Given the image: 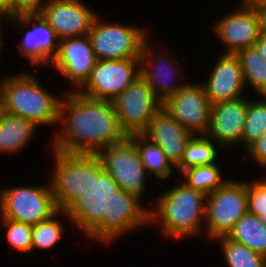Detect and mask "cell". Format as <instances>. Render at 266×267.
Returning <instances> with one entry per match:
<instances>
[{
    "mask_svg": "<svg viewBox=\"0 0 266 267\" xmlns=\"http://www.w3.org/2000/svg\"><path fill=\"white\" fill-rule=\"evenodd\" d=\"M98 14L89 31L97 60L139 58L151 33L139 26L100 19Z\"/></svg>",
    "mask_w": 266,
    "mask_h": 267,
    "instance_id": "obj_5",
    "label": "cell"
},
{
    "mask_svg": "<svg viewBox=\"0 0 266 267\" xmlns=\"http://www.w3.org/2000/svg\"><path fill=\"white\" fill-rule=\"evenodd\" d=\"M233 10V11H232ZM215 20L212 30L225 54L254 47L260 36L257 14L253 6L238 3L235 9Z\"/></svg>",
    "mask_w": 266,
    "mask_h": 267,
    "instance_id": "obj_16",
    "label": "cell"
},
{
    "mask_svg": "<svg viewBox=\"0 0 266 267\" xmlns=\"http://www.w3.org/2000/svg\"><path fill=\"white\" fill-rule=\"evenodd\" d=\"M128 138L136 145L149 178L152 175L154 179H158L159 183L161 179L168 180L172 177L176 168L157 144L151 142L143 134H132Z\"/></svg>",
    "mask_w": 266,
    "mask_h": 267,
    "instance_id": "obj_22",
    "label": "cell"
},
{
    "mask_svg": "<svg viewBox=\"0 0 266 267\" xmlns=\"http://www.w3.org/2000/svg\"><path fill=\"white\" fill-rule=\"evenodd\" d=\"M0 9L13 15V0H0Z\"/></svg>",
    "mask_w": 266,
    "mask_h": 267,
    "instance_id": "obj_37",
    "label": "cell"
},
{
    "mask_svg": "<svg viewBox=\"0 0 266 267\" xmlns=\"http://www.w3.org/2000/svg\"><path fill=\"white\" fill-rule=\"evenodd\" d=\"M59 215L69 220L66 211L58 210L49 219L32 225V253L37 249L40 251L52 249L63 238L64 222L60 221Z\"/></svg>",
    "mask_w": 266,
    "mask_h": 267,
    "instance_id": "obj_27",
    "label": "cell"
},
{
    "mask_svg": "<svg viewBox=\"0 0 266 267\" xmlns=\"http://www.w3.org/2000/svg\"><path fill=\"white\" fill-rule=\"evenodd\" d=\"M253 7L258 18L259 32L261 35H266V1L260 2Z\"/></svg>",
    "mask_w": 266,
    "mask_h": 267,
    "instance_id": "obj_34",
    "label": "cell"
},
{
    "mask_svg": "<svg viewBox=\"0 0 266 267\" xmlns=\"http://www.w3.org/2000/svg\"><path fill=\"white\" fill-rule=\"evenodd\" d=\"M122 130L130 136L142 134L163 103L140 75L112 101Z\"/></svg>",
    "mask_w": 266,
    "mask_h": 267,
    "instance_id": "obj_10",
    "label": "cell"
},
{
    "mask_svg": "<svg viewBox=\"0 0 266 267\" xmlns=\"http://www.w3.org/2000/svg\"><path fill=\"white\" fill-rule=\"evenodd\" d=\"M83 0H47L38 11L59 40L88 35L98 15Z\"/></svg>",
    "mask_w": 266,
    "mask_h": 267,
    "instance_id": "obj_17",
    "label": "cell"
},
{
    "mask_svg": "<svg viewBox=\"0 0 266 267\" xmlns=\"http://www.w3.org/2000/svg\"><path fill=\"white\" fill-rule=\"evenodd\" d=\"M227 237L266 257V226L259 216L247 211Z\"/></svg>",
    "mask_w": 266,
    "mask_h": 267,
    "instance_id": "obj_23",
    "label": "cell"
},
{
    "mask_svg": "<svg viewBox=\"0 0 266 267\" xmlns=\"http://www.w3.org/2000/svg\"><path fill=\"white\" fill-rule=\"evenodd\" d=\"M247 182L248 211L257 216L266 212V177Z\"/></svg>",
    "mask_w": 266,
    "mask_h": 267,
    "instance_id": "obj_31",
    "label": "cell"
},
{
    "mask_svg": "<svg viewBox=\"0 0 266 267\" xmlns=\"http://www.w3.org/2000/svg\"><path fill=\"white\" fill-rule=\"evenodd\" d=\"M151 42L149 37L141 49L140 75L146 80L154 95L164 103L184 87L187 81H182L185 80L184 71L181 69L182 62L179 63L166 47L157 53L155 47H151Z\"/></svg>",
    "mask_w": 266,
    "mask_h": 267,
    "instance_id": "obj_12",
    "label": "cell"
},
{
    "mask_svg": "<svg viewBox=\"0 0 266 267\" xmlns=\"http://www.w3.org/2000/svg\"><path fill=\"white\" fill-rule=\"evenodd\" d=\"M10 22L21 33L26 28L22 33L24 37L16 46L20 57L28 59L34 71H37L35 66H50L57 56L59 39L42 15L39 12H23L12 15Z\"/></svg>",
    "mask_w": 266,
    "mask_h": 267,
    "instance_id": "obj_9",
    "label": "cell"
},
{
    "mask_svg": "<svg viewBox=\"0 0 266 267\" xmlns=\"http://www.w3.org/2000/svg\"><path fill=\"white\" fill-rule=\"evenodd\" d=\"M248 156L257 166L266 169V132L245 150V154H241L245 160Z\"/></svg>",
    "mask_w": 266,
    "mask_h": 267,
    "instance_id": "obj_32",
    "label": "cell"
},
{
    "mask_svg": "<svg viewBox=\"0 0 266 267\" xmlns=\"http://www.w3.org/2000/svg\"><path fill=\"white\" fill-rule=\"evenodd\" d=\"M47 0H13V15L23 12H38Z\"/></svg>",
    "mask_w": 266,
    "mask_h": 267,
    "instance_id": "obj_33",
    "label": "cell"
},
{
    "mask_svg": "<svg viewBox=\"0 0 266 267\" xmlns=\"http://www.w3.org/2000/svg\"><path fill=\"white\" fill-rule=\"evenodd\" d=\"M60 102L58 130L50 141L52 151L67 154H97L128 136L122 130L111 101L90 98L65 90Z\"/></svg>",
    "mask_w": 266,
    "mask_h": 267,
    "instance_id": "obj_2",
    "label": "cell"
},
{
    "mask_svg": "<svg viewBox=\"0 0 266 267\" xmlns=\"http://www.w3.org/2000/svg\"><path fill=\"white\" fill-rule=\"evenodd\" d=\"M53 165L49 178L58 210L66 211L90 186V154H67L52 151Z\"/></svg>",
    "mask_w": 266,
    "mask_h": 267,
    "instance_id": "obj_8",
    "label": "cell"
},
{
    "mask_svg": "<svg viewBox=\"0 0 266 267\" xmlns=\"http://www.w3.org/2000/svg\"><path fill=\"white\" fill-rule=\"evenodd\" d=\"M58 211L50 182L0 188V217L35 225Z\"/></svg>",
    "mask_w": 266,
    "mask_h": 267,
    "instance_id": "obj_6",
    "label": "cell"
},
{
    "mask_svg": "<svg viewBox=\"0 0 266 267\" xmlns=\"http://www.w3.org/2000/svg\"><path fill=\"white\" fill-rule=\"evenodd\" d=\"M4 18L9 20V22H10L11 19H12V15L10 13L0 9V54H2L1 53L2 52V48H3L2 46H4L3 45V39H2V37H4L3 36L4 35L3 31L5 30V29H3L4 27H3V24H2V21H3ZM0 57H1V55H0Z\"/></svg>",
    "mask_w": 266,
    "mask_h": 267,
    "instance_id": "obj_35",
    "label": "cell"
},
{
    "mask_svg": "<svg viewBox=\"0 0 266 267\" xmlns=\"http://www.w3.org/2000/svg\"><path fill=\"white\" fill-rule=\"evenodd\" d=\"M149 201L150 225L157 224L163 237L182 239L201 235L204 231L206 196L201 191L178 182Z\"/></svg>",
    "mask_w": 266,
    "mask_h": 267,
    "instance_id": "obj_3",
    "label": "cell"
},
{
    "mask_svg": "<svg viewBox=\"0 0 266 267\" xmlns=\"http://www.w3.org/2000/svg\"><path fill=\"white\" fill-rule=\"evenodd\" d=\"M0 108L21 116L39 126H58L60 102L56 95L42 86L35 73L22 71L0 78ZM51 92V93H50Z\"/></svg>",
    "mask_w": 266,
    "mask_h": 267,
    "instance_id": "obj_4",
    "label": "cell"
},
{
    "mask_svg": "<svg viewBox=\"0 0 266 267\" xmlns=\"http://www.w3.org/2000/svg\"><path fill=\"white\" fill-rule=\"evenodd\" d=\"M96 62L91 40L84 35L59 40L57 56L50 66L70 81L71 91H78L89 79Z\"/></svg>",
    "mask_w": 266,
    "mask_h": 267,
    "instance_id": "obj_15",
    "label": "cell"
},
{
    "mask_svg": "<svg viewBox=\"0 0 266 267\" xmlns=\"http://www.w3.org/2000/svg\"><path fill=\"white\" fill-rule=\"evenodd\" d=\"M220 146L206 135H193L186 144L180 164L175 171L179 175L183 170L217 162ZM218 149V150H217Z\"/></svg>",
    "mask_w": 266,
    "mask_h": 267,
    "instance_id": "obj_24",
    "label": "cell"
},
{
    "mask_svg": "<svg viewBox=\"0 0 266 267\" xmlns=\"http://www.w3.org/2000/svg\"><path fill=\"white\" fill-rule=\"evenodd\" d=\"M221 246L223 258L228 267H266V257L252 251L227 236L214 239Z\"/></svg>",
    "mask_w": 266,
    "mask_h": 267,
    "instance_id": "obj_28",
    "label": "cell"
},
{
    "mask_svg": "<svg viewBox=\"0 0 266 267\" xmlns=\"http://www.w3.org/2000/svg\"><path fill=\"white\" fill-rule=\"evenodd\" d=\"M37 128L32 121L0 108V155L19 154L35 137Z\"/></svg>",
    "mask_w": 266,
    "mask_h": 267,
    "instance_id": "obj_21",
    "label": "cell"
},
{
    "mask_svg": "<svg viewBox=\"0 0 266 267\" xmlns=\"http://www.w3.org/2000/svg\"><path fill=\"white\" fill-rule=\"evenodd\" d=\"M254 47L258 50V52L266 60V35L260 34V36L258 37V40L254 44Z\"/></svg>",
    "mask_w": 266,
    "mask_h": 267,
    "instance_id": "obj_36",
    "label": "cell"
},
{
    "mask_svg": "<svg viewBox=\"0 0 266 267\" xmlns=\"http://www.w3.org/2000/svg\"><path fill=\"white\" fill-rule=\"evenodd\" d=\"M243 181L228 179L206 196L204 233L211 240L227 236L248 211L247 181Z\"/></svg>",
    "mask_w": 266,
    "mask_h": 267,
    "instance_id": "obj_7",
    "label": "cell"
},
{
    "mask_svg": "<svg viewBox=\"0 0 266 267\" xmlns=\"http://www.w3.org/2000/svg\"><path fill=\"white\" fill-rule=\"evenodd\" d=\"M260 220L266 226V212H261Z\"/></svg>",
    "mask_w": 266,
    "mask_h": 267,
    "instance_id": "obj_39",
    "label": "cell"
},
{
    "mask_svg": "<svg viewBox=\"0 0 266 267\" xmlns=\"http://www.w3.org/2000/svg\"><path fill=\"white\" fill-rule=\"evenodd\" d=\"M143 202L121 189L104 170L100 158L90 154V186L66 213L84 237L107 246L128 232L150 227V207Z\"/></svg>",
    "mask_w": 266,
    "mask_h": 267,
    "instance_id": "obj_1",
    "label": "cell"
},
{
    "mask_svg": "<svg viewBox=\"0 0 266 267\" xmlns=\"http://www.w3.org/2000/svg\"><path fill=\"white\" fill-rule=\"evenodd\" d=\"M96 155L121 189L145 199L143 195L147 191L149 175L136 145L128 137L118 144L106 146Z\"/></svg>",
    "mask_w": 266,
    "mask_h": 267,
    "instance_id": "obj_11",
    "label": "cell"
},
{
    "mask_svg": "<svg viewBox=\"0 0 266 267\" xmlns=\"http://www.w3.org/2000/svg\"><path fill=\"white\" fill-rule=\"evenodd\" d=\"M220 165H202L183 170L178 176L179 181L184 182L188 187L201 191L205 195L220 188L228 179L222 175Z\"/></svg>",
    "mask_w": 266,
    "mask_h": 267,
    "instance_id": "obj_26",
    "label": "cell"
},
{
    "mask_svg": "<svg viewBox=\"0 0 266 267\" xmlns=\"http://www.w3.org/2000/svg\"><path fill=\"white\" fill-rule=\"evenodd\" d=\"M263 1H266V0H240L239 3L244 4V5L254 6Z\"/></svg>",
    "mask_w": 266,
    "mask_h": 267,
    "instance_id": "obj_38",
    "label": "cell"
},
{
    "mask_svg": "<svg viewBox=\"0 0 266 267\" xmlns=\"http://www.w3.org/2000/svg\"><path fill=\"white\" fill-rule=\"evenodd\" d=\"M238 58L245 86L254 89L257 96H266V60L255 47L239 50Z\"/></svg>",
    "mask_w": 266,
    "mask_h": 267,
    "instance_id": "obj_25",
    "label": "cell"
},
{
    "mask_svg": "<svg viewBox=\"0 0 266 267\" xmlns=\"http://www.w3.org/2000/svg\"><path fill=\"white\" fill-rule=\"evenodd\" d=\"M248 98L245 96L211 104L209 127L206 136L221 148L242 146ZM236 144V145H235Z\"/></svg>",
    "mask_w": 266,
    "mask_h": 267,
    "instance_id": "obj_18",
    "label": "cell"
},
{
    "mask_svg": "<svg viewBox=\"0 0 266 267\" xmlns=\"http://www.w3.org/2000/svg\"><path fill=\"white\" fill-rule=\"evenodd\" d=\"M0 224L5 227L8 245L19 253H31L32 225L0 217Z\"/></svg>",
    "mask_w": 266,
    "mask_h": 267,
    "instance_id": "obj_30",
    "label": "cell"
},
{
    "mask_svg": "<svg viewBox=\"0 0 266 267\" xmlns=\"http://www.w3.org/2000/svg\"><path fill=\"white\" fill-rule=\"evenodd\" d=\"M221 54L207 79L201 82L211 104L245 96L246 86L238 58L235 54Z\"/></svg>",
    "mask_w": 266,
    "mask_h": 267,
    "instance_id": "obj_19",
    "label": "cell"
},
{
    "mask_svg": "<svg viewBox=\"0 0 266 267\" xmlns=\"http://www.w3.org/2000/svg\"><path fill=\"white\" fill-rule=\"evenodd\" d=\"M142 134L163 150L175 168L182 160L186 144L193 137L190 131L163 108L154 116Z\"/></svg>",
    "mask_w": 266,
    "mask_h": 267,
    "instance_id": "obj_20",
    "label": "cell"
},
{
    "mask_svg": "<svg viewBox=\"0 0 266 267\" xmlns=\"http://www.w3.org/2000/svg\"><path fill=\"white\" fill-rule=\"evenodd\" d=\"M138 76L139 58L97 60L89 79L78 91L90 98L112 102Z\"/></svg>",
    "mask_w": 266,
    "mask_h": 267,
    "instance_id": "obj_13",
    "label": "cell"
},
{
    "mask_svg": "<svg viewBox=\"0 0 266 267\" xmlns=\"http://www.w3.org/2000/svg\"><path fill=\"white\" fill-rule=\"evenodd\" d=\"M258 98L252 100L248 96L241 147L244 151L266 132V96Z\"/></svg>",
    "mask_w": 266,
    "mask_h": 267,
    "instance_id": "obj_29",
    "label": "cell"
},
{
    "mask_svg": "<svg viewBox=\"0 0 266 267\" xmlns=\"http://www.w3.org/2000/svg\"><path fill=\"white\" fill-rule=\"evenodd\" d=\"M162 108L193 135L206 134L209 127L211 103L200 82H188L168 98Z\"/></svg>",
    "mask_w": 266,
    "mask_h": 267,
    "instance_id": "obj_14",
    "label": "cell"
}]
</instances>
